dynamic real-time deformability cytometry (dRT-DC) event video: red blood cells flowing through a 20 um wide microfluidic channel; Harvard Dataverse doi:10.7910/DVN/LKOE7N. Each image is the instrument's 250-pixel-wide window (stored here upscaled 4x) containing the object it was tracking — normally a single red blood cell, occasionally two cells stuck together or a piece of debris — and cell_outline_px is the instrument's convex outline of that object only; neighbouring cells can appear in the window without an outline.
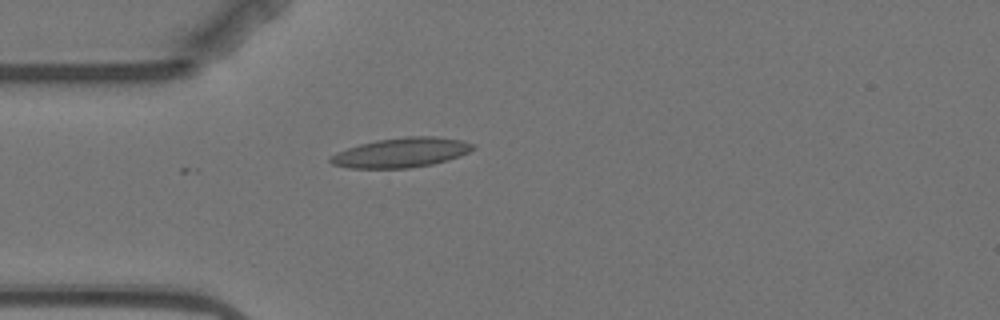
{"species": "Egyptian fruit bat (a non-hibernating species)", "species_latin": "Rousettus aegyptiacus", "temperature_condition": "warm", "stored_images_in_passage": 3, "camera_frame_rate_fps": 3000, "um_per_image_px": 0.085, "animal": {"sex": "female"}, "frame": {"image": 1, "passage_image": 3, "time_ms": 3.333, "image_size_px": [1000, 320], "cell_outline_px": [[476, 148], [460, 156], [448, 160], [432, 164], [408, 168], [348, 168], [332, 164], [328, 160], [336, 152], [360, 144], [376, 140], [408, 136], [432, 136], [460, 140], [476, 144]], "centroid_in_image_um": [34.12, 12.97], "position_along_channel_um": 50.9, "area_um2": 24.57}}